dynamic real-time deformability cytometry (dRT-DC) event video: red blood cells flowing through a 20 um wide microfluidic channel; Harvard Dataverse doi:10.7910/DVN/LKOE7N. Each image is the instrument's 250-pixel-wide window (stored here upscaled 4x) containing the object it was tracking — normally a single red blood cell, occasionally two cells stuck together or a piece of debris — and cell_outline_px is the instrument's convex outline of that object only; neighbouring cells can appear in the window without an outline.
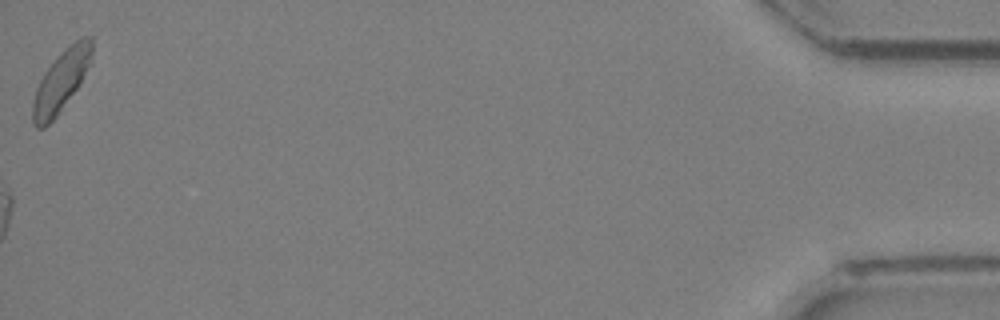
{"species": "Egyptian fruit bat (a non-hibernating species)", "species_latin": "Rousettus aegyptiacus", "temperature_condition": "room temperature", "stored_images_in_passage": 27, "camera_frame_rate_fps": 3000, "um_per_image_px": 0.085, "animal": {"sex": "female"}, "frame": {"image": 1, "passage_image": 27, "time_ms": 8.667, "image_size_px": [1000, 320], "cell_outline_px": [[92, 60], [80, 84], [60, 112], [44, 128], [36, 128], [32, 124], [32, 104], [36, 88], [44, 72], [76, 40], [84, 36], [92, 36]], "centroid_in_image_um": [5.19, 6.95], "position_along_channel_um": 430.0, "area_um2": 20.69}}